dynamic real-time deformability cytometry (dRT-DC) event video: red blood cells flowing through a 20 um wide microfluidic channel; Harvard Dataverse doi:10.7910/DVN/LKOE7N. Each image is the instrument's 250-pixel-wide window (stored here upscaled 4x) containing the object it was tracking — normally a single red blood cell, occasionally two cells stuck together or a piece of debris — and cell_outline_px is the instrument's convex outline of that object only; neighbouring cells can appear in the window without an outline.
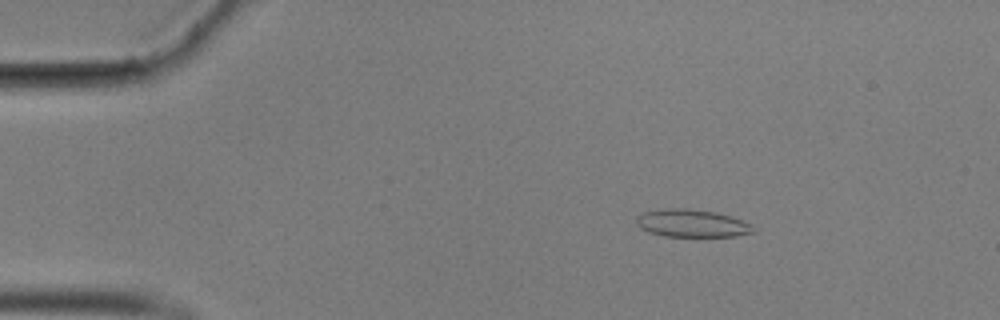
{"species": "common noctule bat (a hibernating species)", "species_latin": "Nyctalus noctula", "temperature_condition": "cold", "stored_images_in_passage": 57, "camera_frame_rate_fps": 3000, "um_per_image_px": 0.085, "animal": {"sex": "male", "body_mass_g": 17.9}, "frame": {"image": 1, "passage_image": 9, "time_ms": 2.667, "image_size_px": [1000, 320], "cell_outline_px": [[756, 232], [736, 236], [664, 236], [648, 232], [640, 228], [636, 224], [636, 216], [644, 212], [668, 208], [688, 208], [716, 212], [732, 216], [752, 224]], "centroid_in_image_um": [58.82, 18.98], "position_along_channel_um": 26.2, "area_um2": 19.02}}
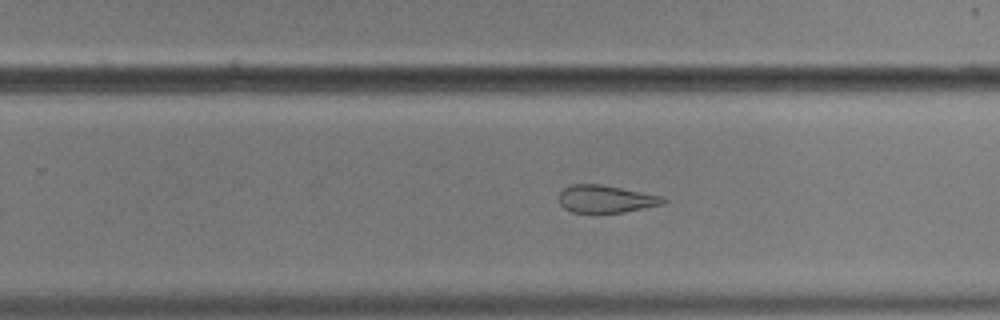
{"frame": {"image": 2, "passage_image": 36, "time_ms": 11.667, "image_size_px": [1000, 320], "cell_outline_px": [[668, 200], [664, 204], [624, 212], [572, 212], [564, 208], [560, 204], [556, 196], [560, 188], [568, 184], [600, 184], [660, 196]], "centroid_in_image_um": [51.39, 16.9], "position_along_channel_um": 278.4, "area_um2": 16.82}}
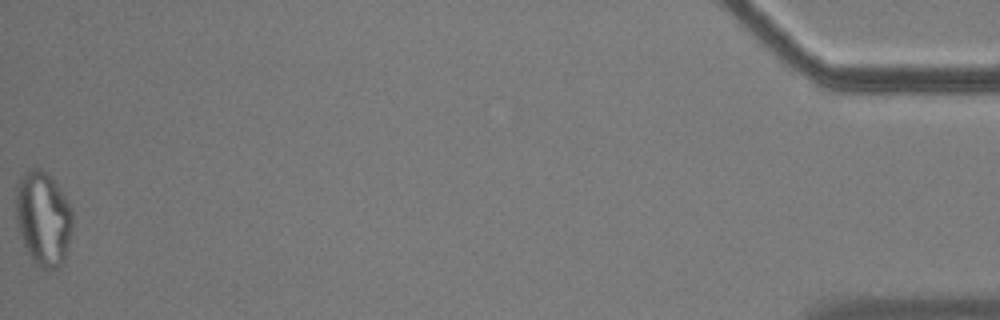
{"frame": {"image": 3, "passage_image": 57, "time_ms": 18.667, "image_size_px": [1000, 320], "cell_outline_px": [[72, 228], [64, 260], [56, 268], [44, 272], [32, 260], [20, 236], [16, 220], [16, 184], [20, 176], [28, 168], [40, 168], [52, 176], [72, 208]], "centroid_in_image_um": [3.66, 18.55], "position_along_channel_um": 431.5, "area_um2": 31.56}, "authors_computed_cell_mechanics": {"area_um2": 19.1318, "velocity_mm_per_s": 3.5313, "shape_relaxation_time_tau1_ms": null, "shape_relaxation_time_tau2_ms": 2.7538, "deformation_change_tau1": null, "deformation_change_tau2": 0.1134}}